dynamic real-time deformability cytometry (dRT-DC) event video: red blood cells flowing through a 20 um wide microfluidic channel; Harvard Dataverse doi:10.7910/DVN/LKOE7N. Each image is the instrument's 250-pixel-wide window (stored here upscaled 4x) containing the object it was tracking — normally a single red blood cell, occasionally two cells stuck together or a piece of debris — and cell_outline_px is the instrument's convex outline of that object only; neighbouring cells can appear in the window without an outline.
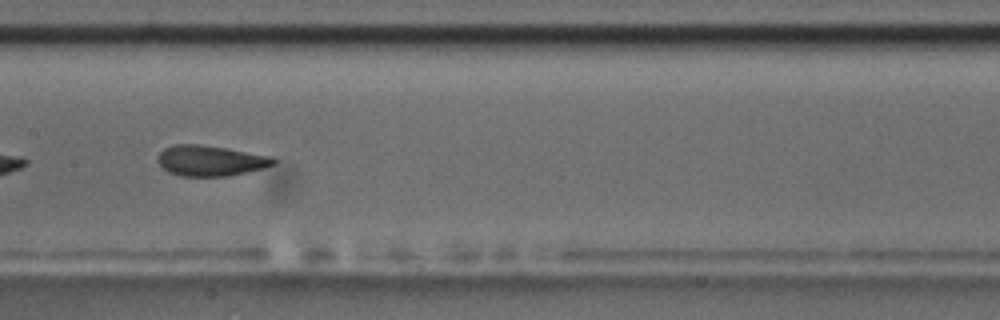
{"species": "common noctule bat (a hibernating species)", "species_latin": "Nyctalus noctula", "temperature_condition": "room temperature", "stored_images_in_passage": 14, "camera_frame_rate_fps": 3000, "um_per_image_px": 0.085, "animal": {"sex": "male", "body_mass_g": 17.5, "forearm_length_mm": 52.3}, "frame": {"image": 1, "passage_image": 7, "time_ms": 8.0, "image_size_px": [1000, 320], "cell_outline_px": [[276, 164], [264, 168], [228, 176], [180, 176], [168, 172], [156, 160], [156, 156], [164, 148], [172, 144], [200, 144], [272, 156], [276, 160]], "centroid_in_image_um": [17.86, 13.65], "position_along_channel_um": 189.5, "area_um2": 20.69}, "authors_computed_cell_mechanics": {"area_um2": 21.386, "velocity_mm_per_s": 3.459, "shape_relaxation_time_tau1_ms": 11.2588, "shape_relaxation_time_tau2_ms": 1.5055, "deformation_change_tau1": 0.2349, "deformation_change_tau2": 0.081}}